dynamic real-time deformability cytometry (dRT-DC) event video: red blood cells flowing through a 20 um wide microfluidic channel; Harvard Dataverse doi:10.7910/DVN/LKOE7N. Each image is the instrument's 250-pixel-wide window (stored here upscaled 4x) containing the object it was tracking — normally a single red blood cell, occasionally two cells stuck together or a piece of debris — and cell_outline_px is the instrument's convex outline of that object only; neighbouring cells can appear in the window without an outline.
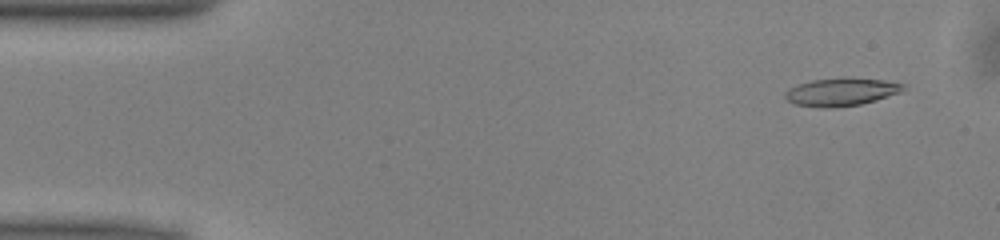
{"species": "common noctule bat (a hibernating species)", "species_latin": "Nyctalus noctula", "temperature_condition": "warm", "stored_images_in_passage": 48, "camera_frame_rate_fps": 3000, "um_per_image_px": 0.085, "animal": {"sex": "male", "body_mass_g": 13.0, "forearm_length_mm": 53.1}, "frame": {"image": 1, "passage_image": 1, "time_ms": 0.0, "image_size_px": [1000, 240], "cell_outline_px": [[908, 84], [900, 92], [876, 100], [860, 104], [832, 108], [820, 108], [792, 104], [784, 96], [784, 92], [788, 88], [796, 84], [812, 80], [844, 76], [848, 76], [884, 80]], "centroid_in_image_um": [71.48, 7.79], "position_along_channel_um": 13.5, "area_um2": 19.77}}
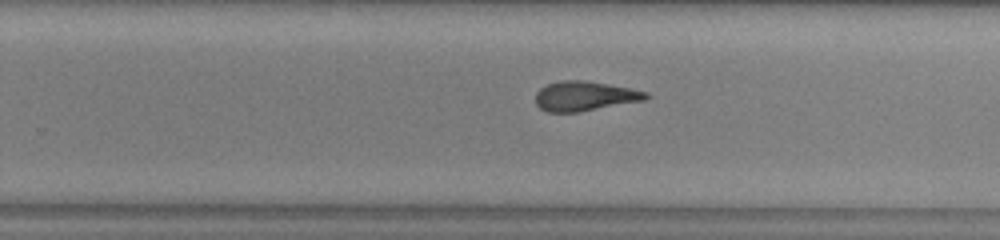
{"frame": {"image": 2, "passage_image": 29, "time_ms": 9.333, "image_size_px": [1000, 240], "cell_outline_px": [[648, 96], [644, 100], [580, 112], [548, 112], [540, 108], [536, 104], [536, 92], [540, 88], [548, 84], [560, 80], [580, 80], [628, 88], [648, 92]], "centroid_in_image_um": [49.65, 8.18], "position_along_channel_um": 280.1, "area_um2": 18.79}}
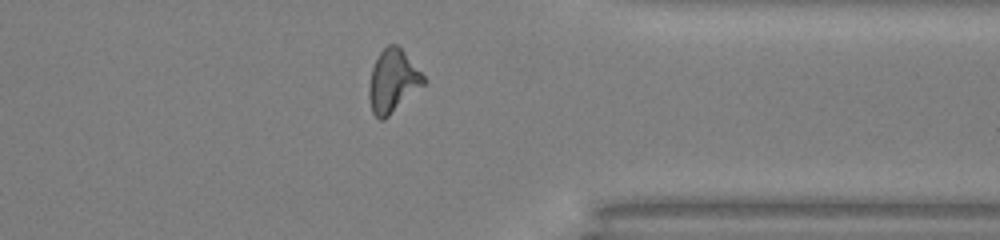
{"frame": {"image": 3, "passage_image": 37, "time_ms": 12.0, "image_size_px": [1000, 240], "cell_outline_px": [[428, 80], [424, 84], [384, 120], [380, 120], [372, 112], [368, 96], [368, 88], [372, 68], [380, 52], [388, 44], [396, 44], [404, 52]], "centroid_in_image_um": [33.38, 6.9], "position_along_channel_um": 378.0, "area_um2": 19.77}, "authors_computed_cell_mechanics": {"area_um2": 19.3341, "velocity_mm_per_s": 4.0295, "shape_relaxation_time_tau1_ms": 7.1667, "shape_relaxation_time_tau2_ms": 5.979, "deformation_change_tau1": 0.2247, "deformation_change_tau2": 0.1529}}